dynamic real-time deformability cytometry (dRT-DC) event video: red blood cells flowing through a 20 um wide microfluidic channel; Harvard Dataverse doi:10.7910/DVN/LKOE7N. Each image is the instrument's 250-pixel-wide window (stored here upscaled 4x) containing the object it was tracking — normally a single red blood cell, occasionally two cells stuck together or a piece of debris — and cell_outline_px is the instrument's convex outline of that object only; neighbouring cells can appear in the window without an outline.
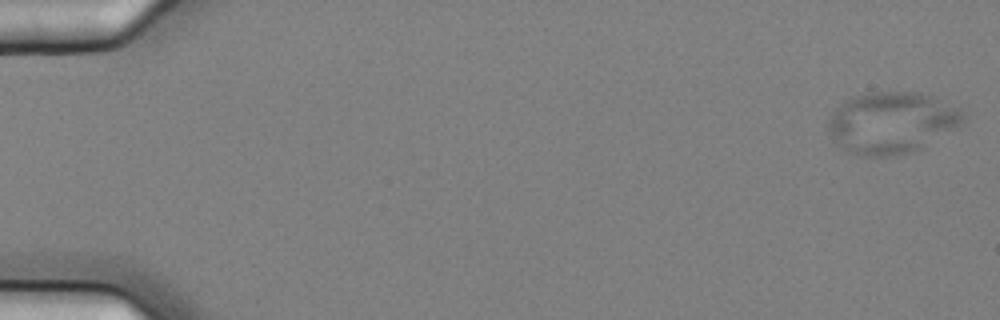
{"species": "common noctule bat (a hibernating species)", "species_latin": "Nyctalus noctula", "temperature_condition": "cold", "stored_images_in_passage": 6, "camera_frame_rate_fps": 3000, "um_per_image_px": 0.085, "animal": {"sex": "female", "body_mass_g": 25.1}, "frame": {"image": 1, "passage_image": 1, "time_ms": 0.0, "image_size_px": [1000, 320], "cell_outline_px": [[964, 120], [960, 124], [920, 148], [908, 152], [888, 156], [856, 156], [840, 148], [828, 132], [828, 124], [832, 112], [844, 100], [852, 96], [876, 92], [916, 92], [932, 96], [960, 108], [964, 116]], "centroid_in_image_um": [75.73, 10.42], "position_along_channel_um": 9.3, "area_um2": 47.97}}